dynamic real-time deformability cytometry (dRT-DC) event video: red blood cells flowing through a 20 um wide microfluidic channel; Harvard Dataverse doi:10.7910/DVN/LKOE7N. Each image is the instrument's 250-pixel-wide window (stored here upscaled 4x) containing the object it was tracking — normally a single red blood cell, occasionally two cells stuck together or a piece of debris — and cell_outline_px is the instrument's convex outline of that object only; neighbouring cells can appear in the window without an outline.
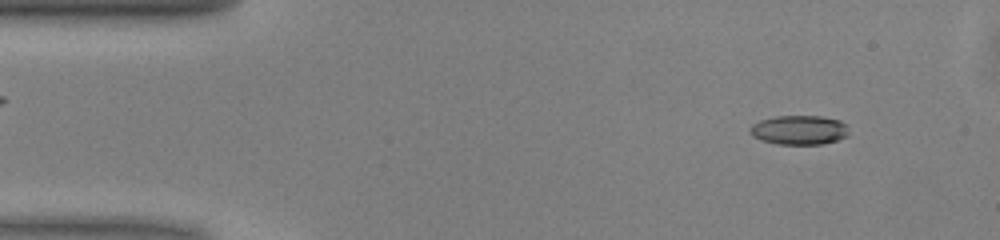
{"species": "common noctule bat (a hibernating species)", "species_latin": "Nyctalus noctula", "temperature_condition": "warm", "stored_images_in_passage": 49, "camera_frame_rate_fps": 3000, "um_per_image_px": 0.085, "animal": {"sex": "male", "body_mass_g": 13.0, "forearm_length_mm": 53.1}, "frame": {"image": 1, "passage_image": 4, "time_ms": 1.0, "image_size_px": [1000, 240], "cell_outline_px": [[848, 136], [824, 144], [776, 144], [760, 140], [752, 136], [748, 132], [748, 128], [752, 124], [760, 120], [776, 116], [820, 116], [840, 120], [848, 124]], "centroid_in_image_um": [67.91, 11.05], "position_along_channel_um": 17.1, "area_um2": 17.17}}
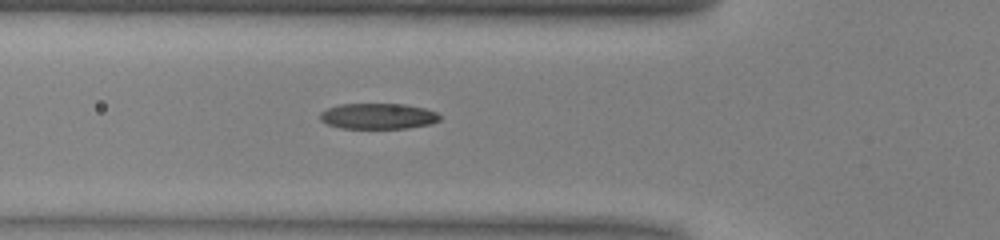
{"frame": {"image": 2, "passage_image": 16, "time_ms": 5.0, "image_size_px": [1000, 240], "cell_outline_px": [[440, 120], [432, 124], [408, 128], [340, 128], [328, 124], [320, 120], [320, 112], [328, 108], [340, 104], [404, 104], [424, 108], [436, 112], [440, 116]], "centroid_in_image_um": [32.14, 9.87], "position_along_channel_um": 93.7, "area_um2": 17.98}}
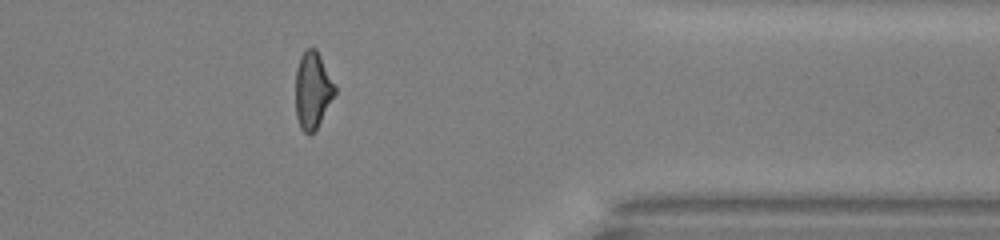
{"frame": {"image": 3, "passage_image": 39, "time_ms": 12.667, "image_size_px": [1000, 240], "cell_outline_px": [[336, 92], [316, 128], [308, 136], [300, 128], [296, 116], [296, 68], [300, 56], [308, 48], [316, 48], [336, 84]], "centroid_in_image_um": [26.57, 7.65], "position_along_channel_um": 384.8, "area_um2": 17.57}, "authors_computed_cell_mechanics": {"area_um2": 18.1492, "velocity_mm_per_s": 4.0777, "shape_relaxation_time_tau1_ms": 5.5266, "shape_relaxation_time_tau2_ms": 2.1686, "deformation_change_tau1": 0.1726, "deformation_change_tau2": 0.108}}